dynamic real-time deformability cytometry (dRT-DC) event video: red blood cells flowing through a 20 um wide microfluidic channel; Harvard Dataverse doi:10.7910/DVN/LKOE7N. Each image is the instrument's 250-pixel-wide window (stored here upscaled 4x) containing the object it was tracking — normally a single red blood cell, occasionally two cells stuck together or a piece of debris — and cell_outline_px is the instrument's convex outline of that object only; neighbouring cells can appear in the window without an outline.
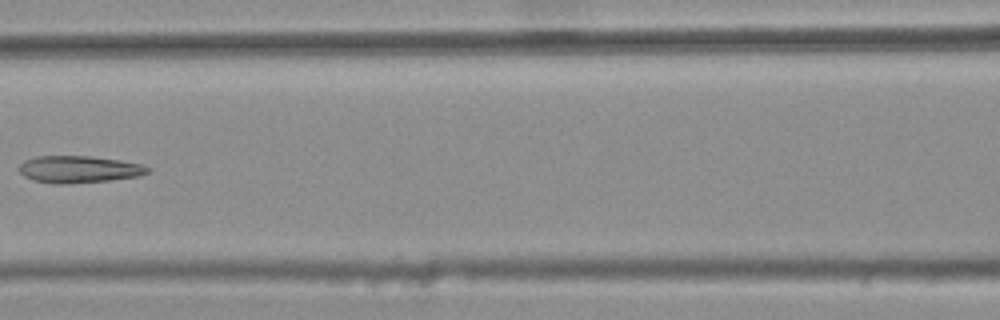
{"species": "common noctule bat (a hibernating species)", "species_latin": "Nyctalus noctula", "temperature_condition": "warm", "stored_images_in_passage": 8, "segment_of_instrument_passage": [2, 2], "camera_frame_rate_fps": 3000, "um_per_image_px": 0.085, "animal": {"sex": "female", "body_mass_g": 25.1}, "frame": {"image": 1, "passage_image": 7, "time_ms": 2.0, "image_size_px": [1000, 320], "cell_outline_px": [[152, 172], [140, 176], [108, 180], [68, 184], [52, 184], [32, 180], [24, 176], [20, 172], [20, 164], [24, 160], [36, 156], [88, 156], [120, 160], [140, 164], [152, 168]], "centroid_in_image_um": [6.72, 14.4], "position_along_channel_um": 159.9, "area_um2": 20.4}}
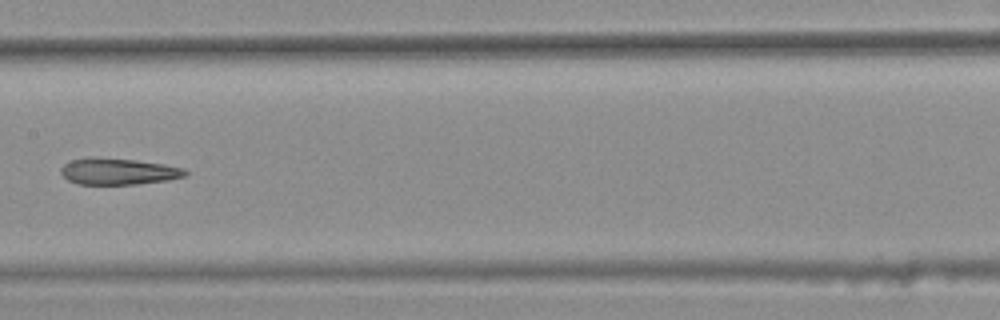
{"frame": {"image": 2, "passage_image": 8, "time_ms": 2.333, "image_size_px": [1000, 320], "cell_outline_px": [[188, 172], [184, 176], [168, 180], [136, 184], [76, 184], [68, 180], [60, 172], [60, 168], [64, 164], [72, 160], [88, 156], [92, 156], [136, 160], [164, 164], [184, 168]], "centroid_in_image_um": [10.02, 14.56], "position_along_channel_um": 197.4, "area_um2": 19.31}}